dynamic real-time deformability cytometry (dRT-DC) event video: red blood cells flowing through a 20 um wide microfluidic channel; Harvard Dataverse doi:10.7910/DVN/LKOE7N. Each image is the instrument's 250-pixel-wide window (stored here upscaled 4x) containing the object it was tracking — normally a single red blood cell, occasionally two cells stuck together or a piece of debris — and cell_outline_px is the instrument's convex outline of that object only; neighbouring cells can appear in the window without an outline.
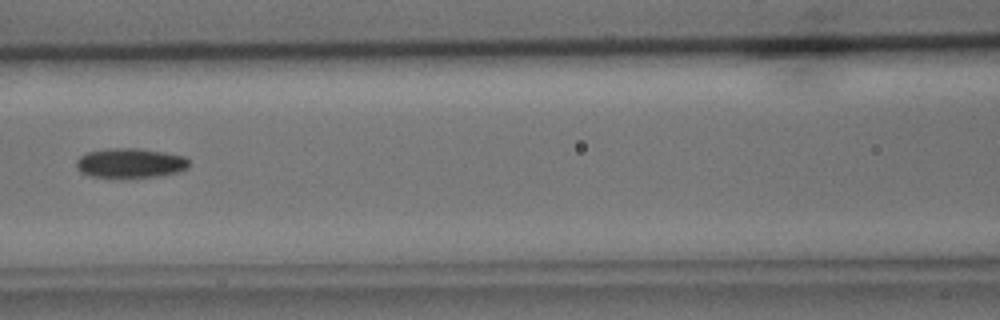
{"species": "common noctule bat (a hibernating species)", "species_latin": "Nyctalus noctula", "temperature_condition": "cold", "stored_images_in_passage": 4, "camera_frame_rate_fps": 3000, "um_per_image_px": 0.085, "animal": {"sex": "male", "body_mass_g": 15.6}, "frame": {"image": 1, "passage_image": 4, "time_ms": 4.333, "image_size_px": [1000, 320], "cell_outline_px": [[188, 168], [180, 172], [160, 176], [124, 180], [88, 176], [80, 172], [76, 168], [76, 160], [80, 156], [88, 152], [108, 148], [140, 148], [164, 152], [184, 156], [188, 160]], "centroid_in_image_um": [11.05, 13.9], "position_along_channel_um": 155.6, "area_um2": 20.35}}